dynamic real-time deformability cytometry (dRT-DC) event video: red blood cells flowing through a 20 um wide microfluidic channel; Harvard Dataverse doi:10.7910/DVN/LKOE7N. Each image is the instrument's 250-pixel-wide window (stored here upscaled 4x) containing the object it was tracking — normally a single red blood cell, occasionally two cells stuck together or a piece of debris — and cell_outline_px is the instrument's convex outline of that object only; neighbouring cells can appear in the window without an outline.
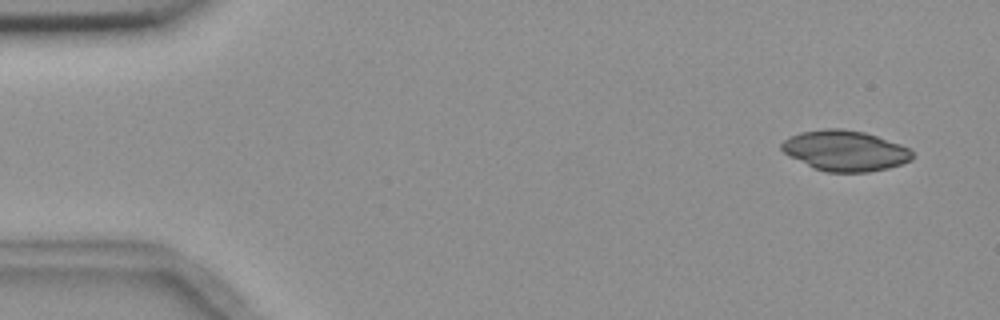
{"species": "common noctule bat (a hibernating species)", "species_latin": "Nyctalus noctula", "temperature_condition": "room temperature", "stored_images_in_passage": 5, "camera_frame_rate_fps": 3000, "um_per_image_px": 0.085, "animal": {"sex": "female", "body_mass_g": 18.4}, "frame": {"image": 1, "passage_image": 1, "time_ms": 0.0, "image_size_px": [1000, 320], "cell_outline_px": [[912, 160], [888, 168], [868, 172], [828, 172], [812, 168], [788, 156], [780, 148], [780, 144], [788, 136], [800, 132], [824, 128], [840, 128], [864, 132], [900, 144], [908, 148], [912, 152]], "centroid_in_image_um": [71.78, 12.81], "position_along_channel_um": 13.2, "area_um2": 30.98}}